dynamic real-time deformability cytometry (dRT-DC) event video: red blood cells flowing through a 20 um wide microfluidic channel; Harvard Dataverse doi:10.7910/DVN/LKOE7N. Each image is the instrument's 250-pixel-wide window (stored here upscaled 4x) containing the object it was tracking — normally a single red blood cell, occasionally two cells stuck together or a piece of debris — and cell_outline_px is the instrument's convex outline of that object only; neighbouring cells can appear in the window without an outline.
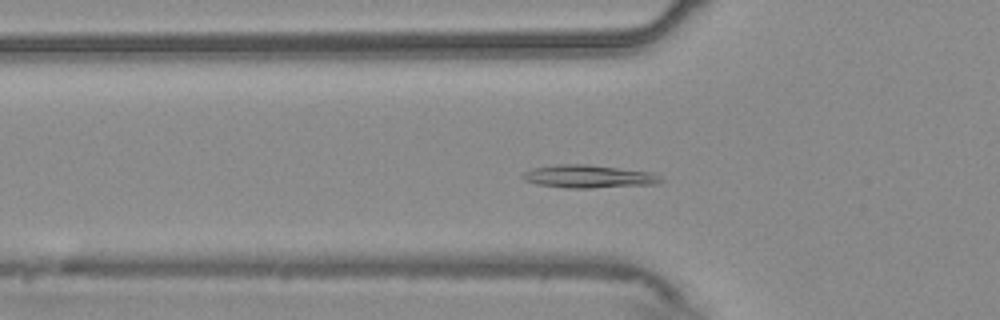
{"species": "common noctule bat (a hibernating species)", "species_latin": "Nyctalus noctula", "temperature_condition": "warm", "stored_images_in_passage": 51, "camera_frame_rate_fps": 3000, "um_per_image_px": 0.085, "animal": {"sex": "male", "body_mass_g": 20.4}, "frame": {"image": 1, "passage_image": 18, "time_ms": 5.667, "image_size_px": [1000, 320], "cell_outline_px": [[664, 180], [660, 184], [592, 188], [568, 188], [536, 184], [524, 180], [520, 176], [524, 172], [532, 168], [556, 164], [588, 164], [652, 172], [660, 176]], "centroid_in_image_um": [50.05, 15.0], "position_along_channel_um": 75.7, "area_um2": 18.73}}
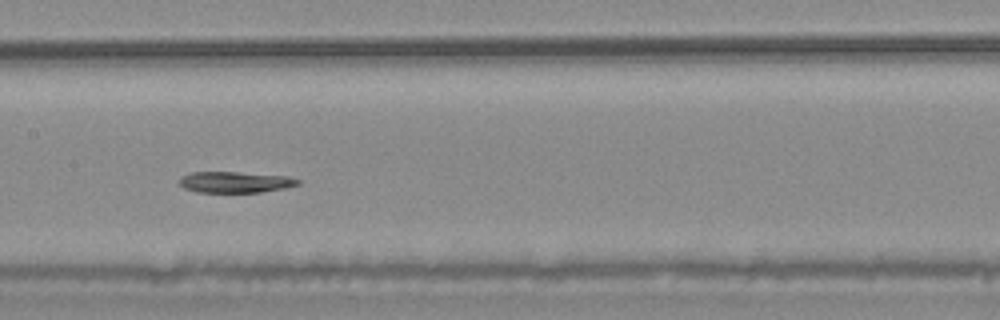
{"frame": {"image": 2, "passage_image": 27, "time_ms": 8.667, "image_size_px": [1000, 320], "cell_outline_px": [[300, 184], [284, 188], [260, 192], [196, 192], [184, 188], [180, 184], [180, 176], [192, 172], [236, 172], [288, 176], [300, 180]], "centroid_in_image_um": [19.98, 15.48], "position_along_channel_um": 187.4, "area_um2": 14.51}}
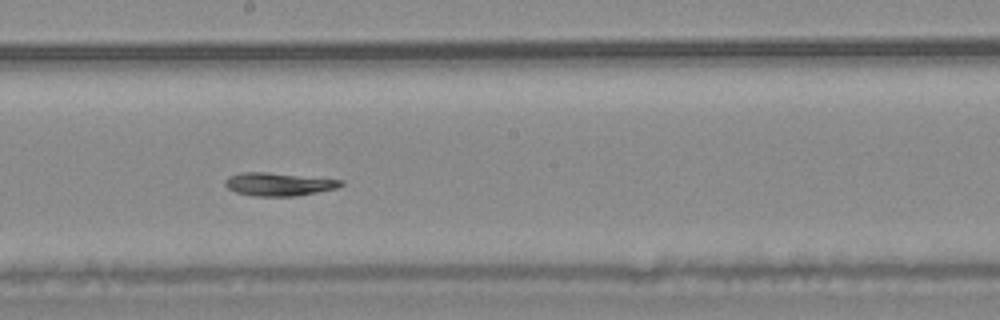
{"frame": {"image": 3, "passage_image": 30, "time_ms": 9.667, "image_size_px": [1000, 320], "cell_outline_px": [[344, 184], [336, 188], [296, 196], [252, 196], [236, 192], [228, 188], [224, 184], [224, 180], [228, 176], [240, 172], [268, 172], [344, 180]], "centroid_in_image_um": [23.65, 15.65], "position_along_channel_um": 224.5, "area_um2": 15.66}}